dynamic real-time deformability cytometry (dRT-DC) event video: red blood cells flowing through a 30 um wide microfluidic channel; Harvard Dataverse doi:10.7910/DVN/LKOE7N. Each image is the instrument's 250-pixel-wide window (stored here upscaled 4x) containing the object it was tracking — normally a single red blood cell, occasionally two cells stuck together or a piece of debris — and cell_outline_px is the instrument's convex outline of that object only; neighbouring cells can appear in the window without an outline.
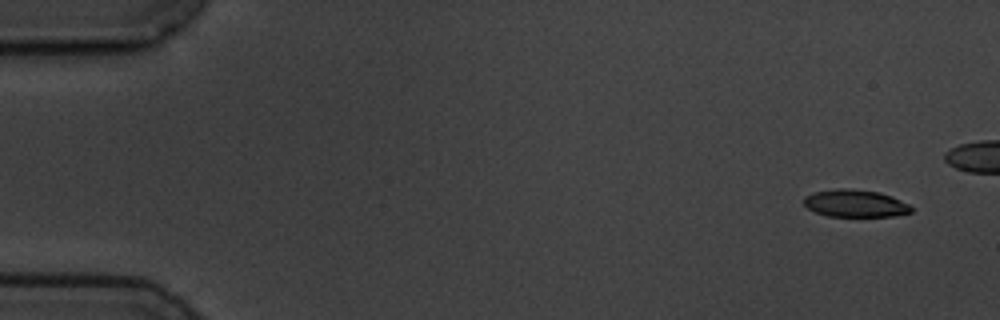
{"species": "common noctule bat (a hibernating species)", "species_latin": "Nyctalus noctula", "temperature_condition": "cold", "stored_images_in_passage": 10, "camera_frame_rate_fps": 3000, "um_per_image_px": 0.085, "animal": {"sex": "male", "body_mass_g": 19.5, "forearm_length_mm": 54.6}, "frame": {"image": 1, "passage_image": 1, "time_ms": 0.0, "image_size_px": [1000, 320], "cell_outline_px": [[912, 212], [892, 216], [828, 216], [816, 212], [808, 208], [804, 204], [804, 196], [816, 192], [836, 188], [852, 188], [880, 192], [892, 196], [908, 204], [912, 208]], "centroid_in_image_um": [72.7, 17.28], "position_along_channel_um": 12.3, "area_um2": 17.11}}
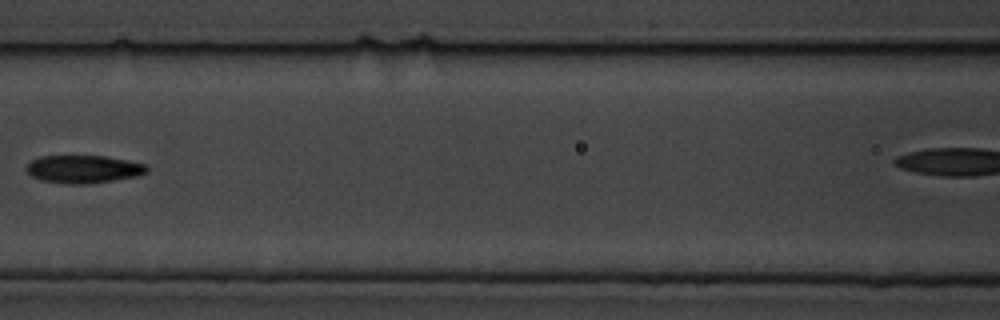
{"frame": {"image": 2, "passage_image": 7, "time_ms": 7.667, "image_size_px": [1000, 320], "cell_outline_px": [[148, 172], [136, 176], [88, 184], [60, 184], [40, 180], [32, 176], [24, 168], [32, 160], [40, 156], [104, 156], [128, 160], [144, 164], [148, 168]], "centroid_in_image_um": [7.06, 14.38], "position_along_channel_um": 159.5, "area_um2": 19.59}}
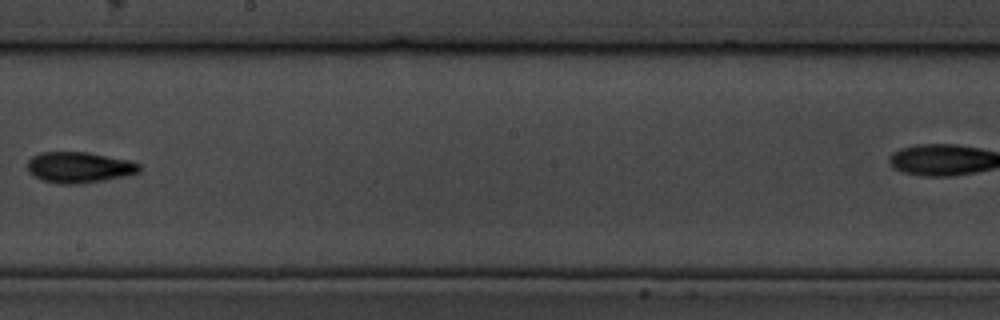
{"frame": {"image": 3, "passage_image": 9, "time_ms": 10.0, "image_size_px": [1000, 320], "cell_outline_px": [[140, 172], [124, 176], [104, 180], [80, 184], [60, 184], [40, 180], [28, 172], [28, 160], [32, 156], [40, 152], [88, 152], [132, 160], [140, 164]], "centroid_in_image_um": [6.73, 14.22], "position_along_channel_um": 241.5, "area_um2": 20.4}}